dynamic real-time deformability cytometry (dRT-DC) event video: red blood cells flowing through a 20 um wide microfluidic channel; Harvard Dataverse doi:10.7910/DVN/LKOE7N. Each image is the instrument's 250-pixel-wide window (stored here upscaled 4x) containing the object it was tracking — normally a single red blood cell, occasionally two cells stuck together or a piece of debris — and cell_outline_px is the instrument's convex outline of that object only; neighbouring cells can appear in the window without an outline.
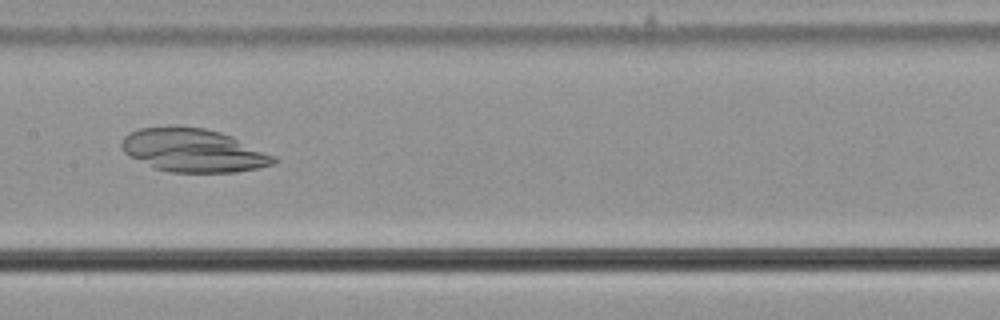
{"species": "common noctule bat (a hibernating species)", "species_latin": "Nyctalus noctula", "temperature_condition": "cold", "stored_images_in_passage": 52, "camera_frame_rate_fps": 3000, "um_per_image_px": 0.085, "animal": {"sex": "male", "body_mass_g": 21.5, "forearm_length_mm": 52.0}, "frame": {"image": 1, "passage_image": 25, "time_ms": 8.0, "image_size_px": [1000, 320], "cell_outline_px": [[280, 160], [272, 164], [256, 168], [236, 172], [168, 172], [156, 168], [128, 156], [120, 148], [120, 144], [124, 136], [128, 132], [140, 128], [204, 128], [220, 132], [232, 136], [276, 156]], "centroid_in_image_um": [16.44, 12.8], "position_along_channel_um": 191.0, "area_um2": 37.92}}
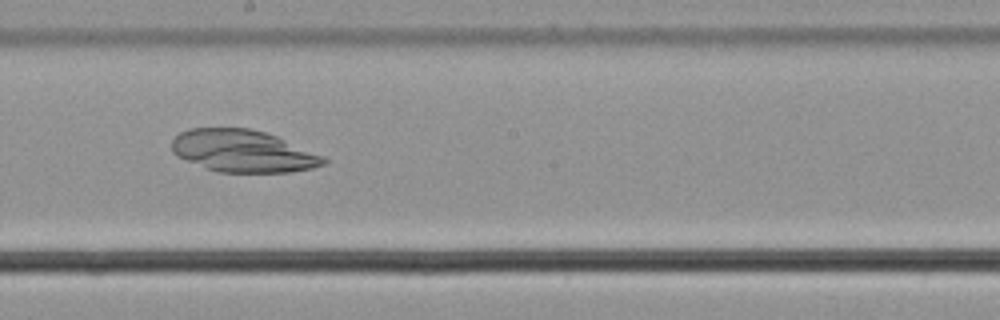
{"frame": {"image": 2, "passage_image": 28, "time_ms": 9.0, "image_size_px": [1000, 320], "cell_outline_px": [[328, 160], [324, 164], [312, 168], [292, 172], [220, 172], [204, 168], [176, 156], [172, 152], [172, 140], [180, 132], [188, 128], [248, 128], [264, 132], [276, 136], [324, 156]], "centroid_in_image_um": [20.63, 12.84], "position_along_channel_um": 227.6, "area_um2": 37.28}}
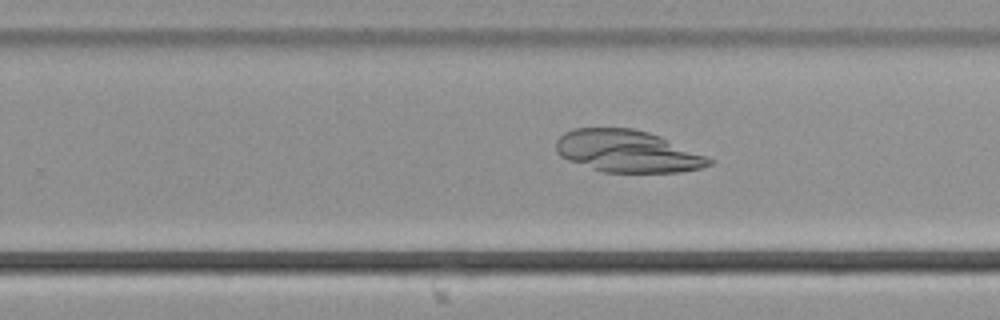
{"frame": {"image": 3, "passage_image": 32, "time_ms": 10.333, "image_size_px": [1000, 320], "cell_outline_px": [[716, 160], [712, 164], [700, 168], [680, 172], [600, 172], [568, 160], [560, 156], [556, 152], [556, 140], [564, 132], [572, 128], [632, 128], [648, 132], [660, 136]], "centroid_in_image_um": [53.31, 12.86], "position_along_channel_um": 276.5, "area_um2": 37.63}}